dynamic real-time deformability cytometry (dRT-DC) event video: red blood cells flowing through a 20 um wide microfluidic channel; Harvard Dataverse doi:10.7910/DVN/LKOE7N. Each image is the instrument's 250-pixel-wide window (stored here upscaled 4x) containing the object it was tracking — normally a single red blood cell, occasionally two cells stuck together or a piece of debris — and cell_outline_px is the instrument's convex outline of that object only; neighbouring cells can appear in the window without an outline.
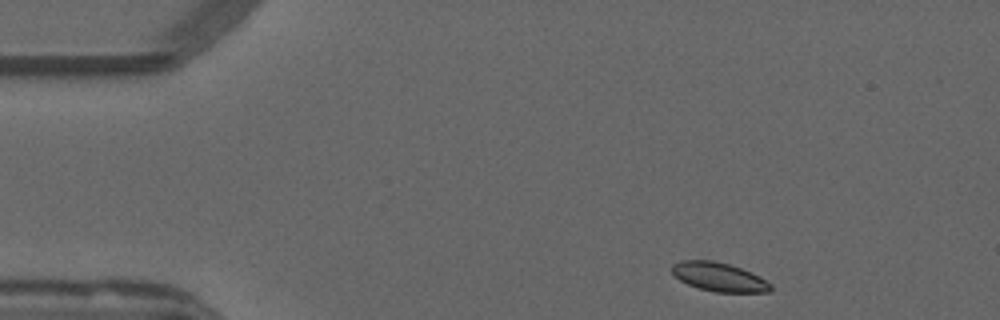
{"species": "common noctule bat (a hibernating species)", "species_latin": "Nyctalus noctula", "temperature_condition": "warm", "stored_images_in_passage": 49, "camera_frame_rate_fps": 3000, "um_per_image_px": 0.085, "animal": {"sex": "male", "forearm_length_mm": 52.5}, "frame": {"image": 1, "passage_image": 2, "time_ms": 0.333, "image_size_px": [1000, 320], "cell_outline_px": [[772, 292], [716, 292], [700, 288], [688, 284], [680, 280], [672, 272], [672, 264], [680, 260], [712, 260], [728, 264], [740, 268], [760, 276], [772, 284]], "centroid_in_image_um": [61.14, 23.54], "position_along_channel_um": 23.9, "area_um2": 16.53}}
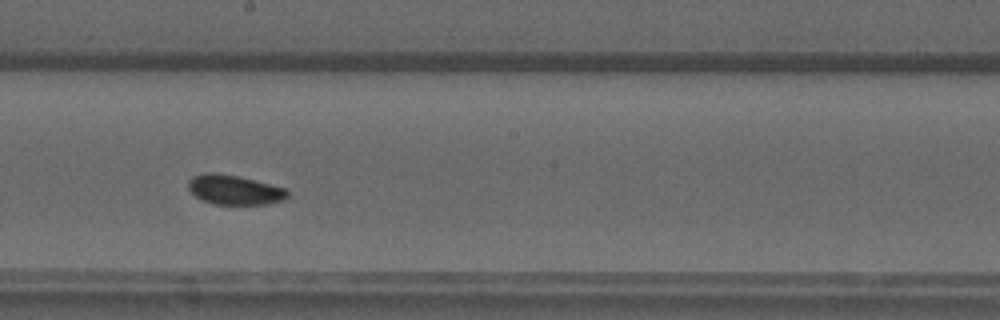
{"frame": {"image": 2, "passage_image": 24, "time_ms": 7.667, "image_size_px": [1000, 320], "cell_outline_px": [[288, 196], [284, 200], [268, 204], [212, 204], [196, 196], [188, 188], [188, 180], [192, 176], [204, 172], [212, 172], [236, 176], [284, 188], [288, 192]], "centroid_in_image_um": [19.89, 16.14], "position_along_channel_um": 228.3, "area_um2": 16.88}}
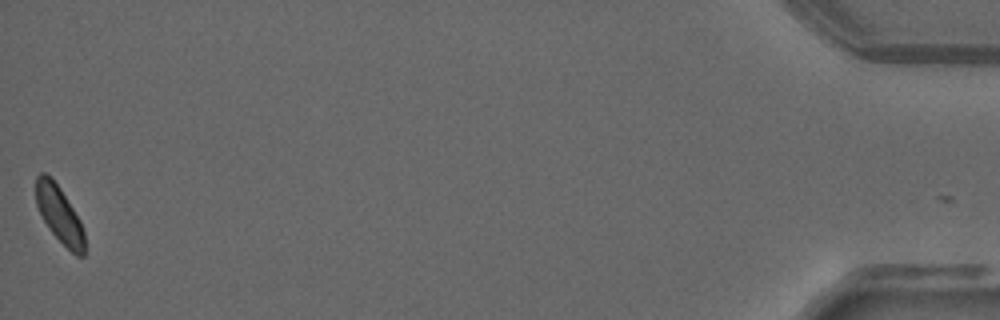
{"frame": {"image": 3, "passage_image": 48, "time_ms": 15.667, "image_size_px": [1000, 320], "cell_outline_px": [[84, 256], [76, 256], [52, 232], [44, 220], [36, 204], [36, 176], [40, 172], [44, 172], [60, 188], [80, 220], [84, 232]], "centroid_in_image_um": [5.05, 18.22], "position_along_channel_um": 430.2, "area_um2": 15.61}, "authors_computed_cell_mechanics": {"area_um2": 16.9932, "velocity_mm_per_s": 3.7976, "shape_relaxation_time_tau1_ms": 4.0386, "shape_relaxation_time_tau2_ms": 4.4958, "deformation_change_tau1": 0.0902, "deformation_change_tau2": 0.0719}}